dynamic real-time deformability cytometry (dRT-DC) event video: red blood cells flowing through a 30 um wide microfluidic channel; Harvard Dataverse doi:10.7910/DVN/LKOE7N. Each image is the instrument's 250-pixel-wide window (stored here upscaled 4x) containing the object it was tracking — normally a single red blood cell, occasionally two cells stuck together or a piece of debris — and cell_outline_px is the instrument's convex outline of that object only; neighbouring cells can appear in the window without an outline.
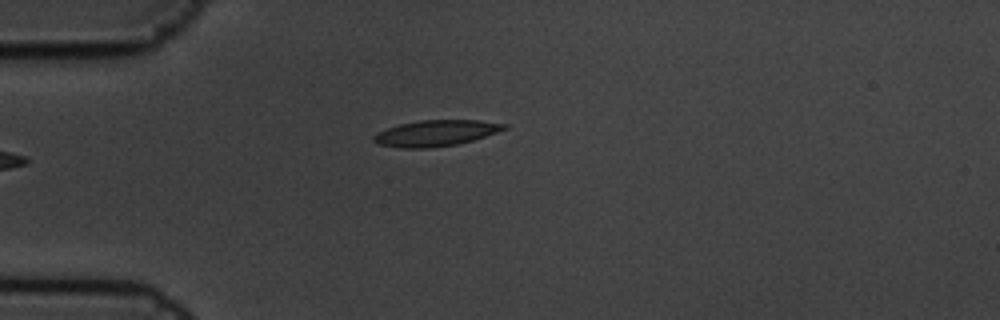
{"species": "common noctule bat (a hibernating species)", "species_latin": "Nyctalus noctula", "temperature_condition": "cold", "stored_images_in_passage": 8, "camera_frame_rate_fps": 3000, "um_per_image_px": 0.085, "animal": {"sex": "male", "body_mass_g": 19.5, "forearm_length_mm": 54.6}, "frame": {"image": 1, "passage_image": 1, "time_ms": 0.0, "image_size_px": [1000, 320], "cell_outline_px": [[508, 128], [472, 140], [456, 144], [428, 148], [400, 148], [376, 144], [372, 140], [372, 136], [388, 128], [400, 124], [420, 120], [476, 120], [508, 124]], "centroid_in_image_um": [37.02, 11.32], "position_along_channel_um": 48.0, "area_um2": 19.59}}
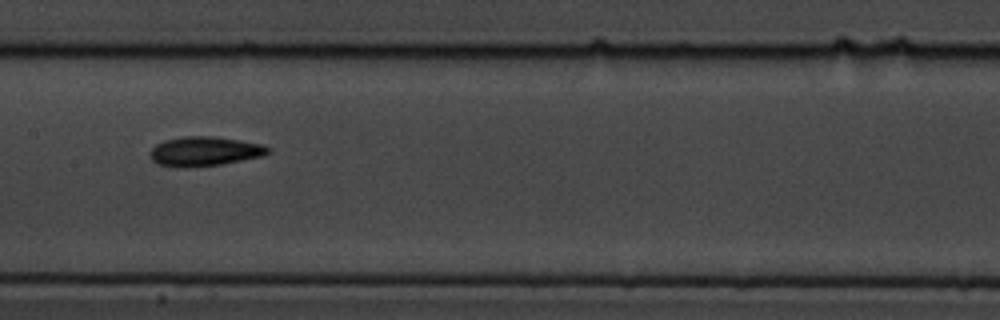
{"frame": {"image": 2, "passage_image": 5, "time_ms": 1.333, "image_size_px": [1000, 320], "cell_outline_px": [[272, 152], [264, 156], [220, 164], [188, 168], [184, 168], [160, 164], [152, 160], [148, 156], [148, 152], [156, 144], [164, 140], [184, 136], [212, 136], [240, 140], [260, 144], [272, 148]], "centroid_in_image_um": [17.39, 12.86], "position_along_channel_um": 190.0, "area_um2": 20.4}}
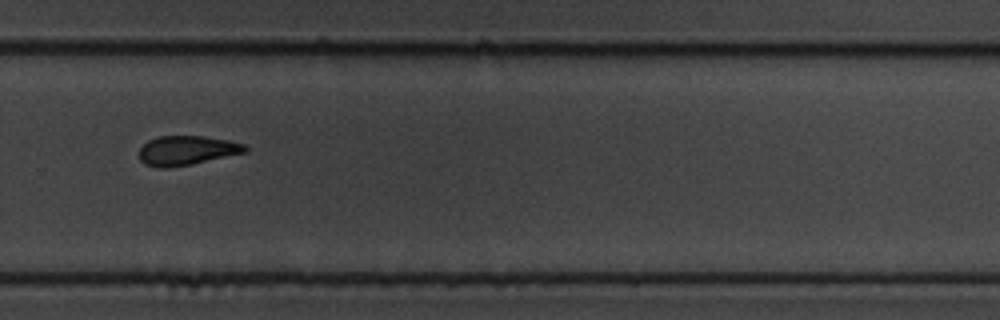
{"frame": {"image": 3, "passage_image": 8, "time_ms": 2.333, "image_size_px": [1000, 320], "cell_outline_px": [[248, 152], [192, 164], [164, 168], [160, 168], [144, 164], [140, 160], [140, 148], [148, 140], [156, 136], [204, 136], [228, 140], [244, 144], [248, 148]], "centroid_in_image_um": [15.89, 12.78], "position_along_channel_um": 313.9, "area_um2": 18.21}}